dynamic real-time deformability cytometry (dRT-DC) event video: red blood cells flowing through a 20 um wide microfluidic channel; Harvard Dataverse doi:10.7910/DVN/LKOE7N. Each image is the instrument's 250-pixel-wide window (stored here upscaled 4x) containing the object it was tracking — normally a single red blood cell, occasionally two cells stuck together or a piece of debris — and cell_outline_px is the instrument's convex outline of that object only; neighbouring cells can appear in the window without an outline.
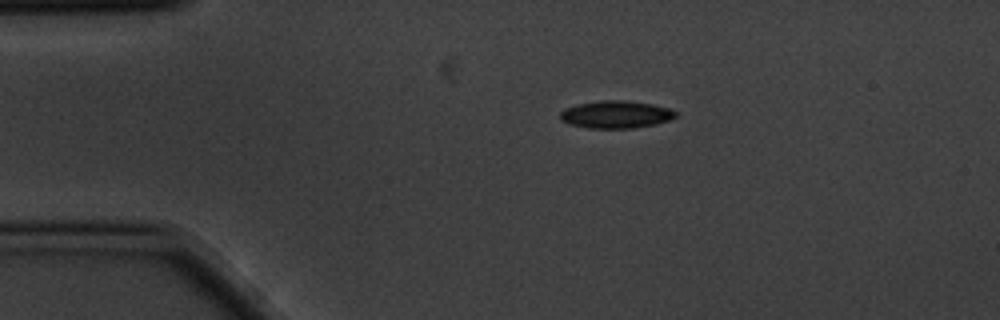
{"species": "common noctule bat (a hibernating species)", "species_latin": "Nyctalus noctula", "temperature_condition": "cold", "stored_images_in_passage": 3, "camera_frame_rate_fps": 3000, "um_per_image_px": 0.085, "animal": {"sex": "male", "body_mass_g": 20.1, "forearm_length_mm": 53.5}, "frame": {"image": 1, "passage_image": 1, "time_ms": 0.0, "image_size_px": [1000, 320], "cell_outline_px": [[676, 116], [668, 120], [656, 124], [632, 128], [588, 128], [568, 124], [560, 120], [560, 112], [564, 108], [576, 104], [600, 100], [624, 100], [652, 104], [668, 108], [676, 112]], "centroid_in_image_um": [52.29, 9.73], "position_along_channel_um": 32.7, "area_um2": 18.55}}